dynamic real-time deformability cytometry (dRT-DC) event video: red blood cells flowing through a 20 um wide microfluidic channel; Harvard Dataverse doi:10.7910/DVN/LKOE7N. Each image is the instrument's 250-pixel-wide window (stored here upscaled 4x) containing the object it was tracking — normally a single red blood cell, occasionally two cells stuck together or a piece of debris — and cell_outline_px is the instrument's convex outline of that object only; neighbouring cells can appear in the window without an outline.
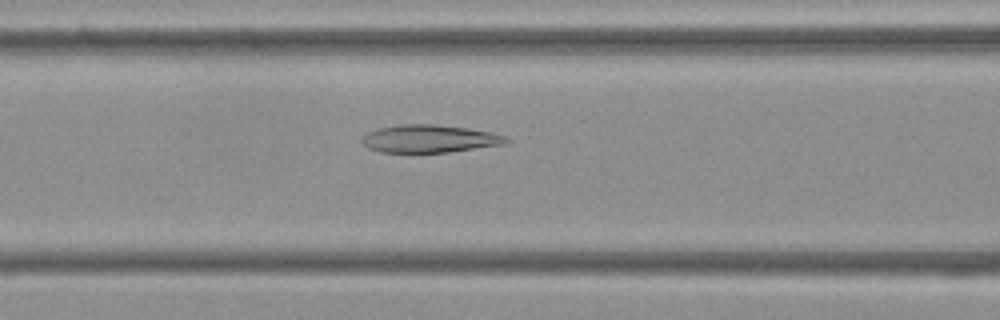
{"species": "Egyptian fruit bat (a non-hibernating species)", "species_latin": "Rousettus aegyptiacus", "temperature_condition": "cold", "stored_images_in_passage": 53, "camera_frame_rate_fps": 3000, "um_per_image_px": 0.085, "frame": {"image": 1, "passage_image": 21, "time_ms": 6.667, "image_size_px": [1000, 320], "cell_outline_px": [[512, 140], [508, 144], [448, 152], [380, 152], [368, 148], [360, 140], [360, 136], [368, 132], [380, 128], [400, 124], [436, 124], [468, 128], [508, 136]], "centroid_in_image_um": [36.53, 11.79], "position_along_channel_um": 130.1, "area_um2": 23.52}}
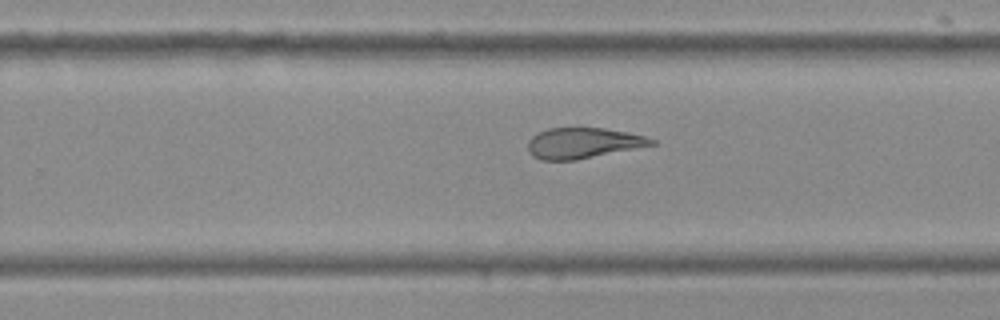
{"frame": {"image": 2, "passage_image": 33, "time_ms": 10.667, "image_size_px": [1000, 320], "cell_outline_px": [[656, 144], [576, 160], [540, 160], [532, 156], [528, 152], [528, 140], [532, 136], [548, 128], [604, 128], [628, 132], [644, 136], [656, 140]], "centroid_in_image_um": [49.53, 12.16], "position_along_channel_um": 280.3, "area_um2": 22.02}}
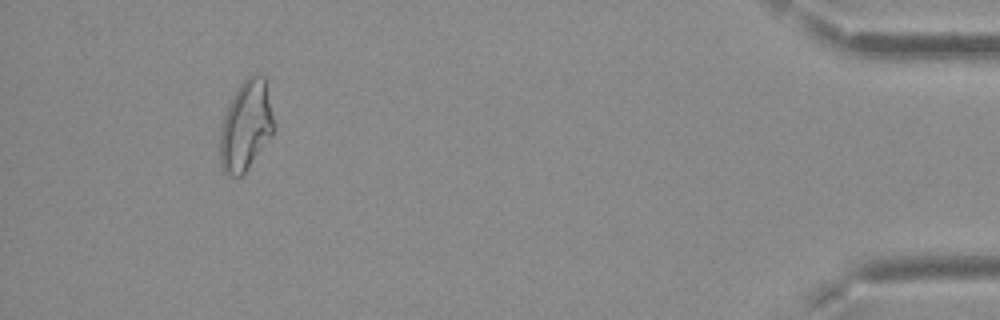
{"frame": {"image": 3, "passage_image": 49, "time_ms": 16.0, "image_size_px": [1000, 320], "cell_outline_px": [[276, 128], [272, 136], [248, 168], [240, 176], [228, 176], [220, 168], [220, 128], [228, 104], [236, 88], [248, 76], [264, 76], [276, 124]], "centroid_in_image_um": [20.91, 10.71], "position_along_channel_um": 414.3, "area_um2": 28.5}, "authors_computed_cell_mechanics": {"area_um2": 26.01, "velocity_mm_per_s": 3.756, "shape_relaxation_time_tau1_ms": null, "shape_relaxation_time_tau2_ms": 3.6581, "deformation_change_tau1": null, "deformation_change_tau2": 0.111}}